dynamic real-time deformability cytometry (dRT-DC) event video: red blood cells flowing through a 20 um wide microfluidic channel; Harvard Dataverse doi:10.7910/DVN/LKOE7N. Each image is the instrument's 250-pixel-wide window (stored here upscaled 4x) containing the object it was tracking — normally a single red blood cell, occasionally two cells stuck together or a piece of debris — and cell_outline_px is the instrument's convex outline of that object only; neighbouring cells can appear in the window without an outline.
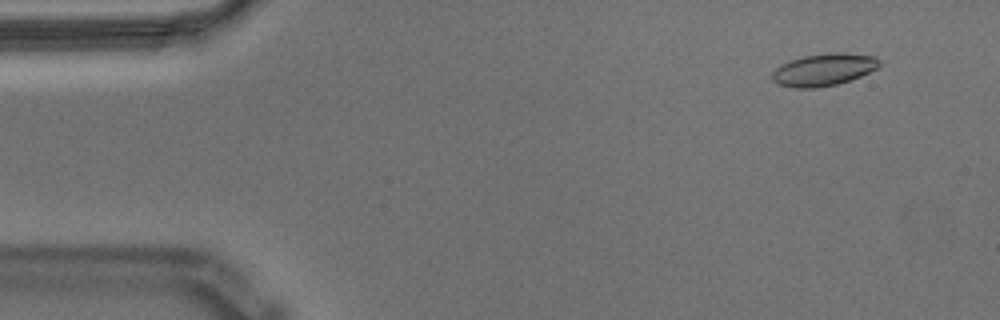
{"species": "Egyptian fruit bat (a non-hibernating species)", "species_latin": "Rousettus aegyptiacus", "temperature_condition": "warm", "stored_images_in_passage": 57, "camera_frame_rate_fps": 3000, "um_per_image_px": 0.085, "animal": {"sex": "male"}, "frame": {"image": 1, "passage_image": 5, "time_ms": 1.333, "image_size_px": [1000, 320], "cell_outline_px": [[880, 64], [876, 68], [860, 76], [836, 84], [816, 88], [792, 88], [776, 84], [772, 80], [772, 72], [780, 64], [788, 60], [804, 56], [828, 52], [844, 52], [876, 56], [880, 60]], "centroid_in_image_um": [69.97, 5.91], "position_along_channel_um": 15.0, "area_um2": 20.35}}
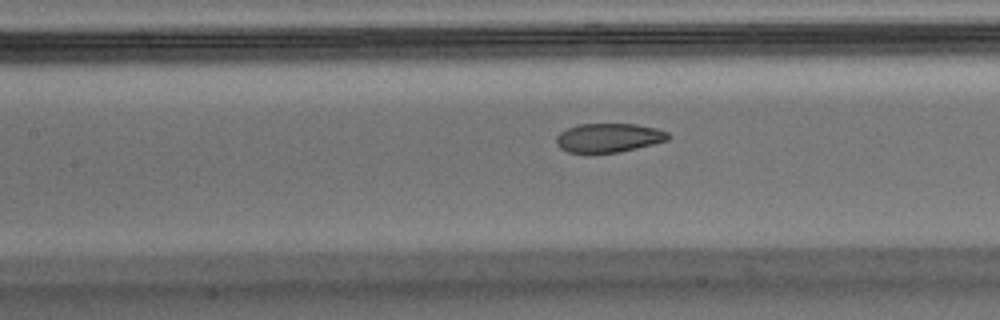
{"frame": {"image": 2, "passage_image": 25, "time_ms": 8.0, "image_size_px": [1000, 320], "cell_outline_px": [[668, 140], [620, 152], [568, 152], [560, 148], [556, 144], [556, 136], [560, 132], [576, 124], [636, 124], [656, 128], [668, 132]], "centroid_in_image_um": [51.71, 11.7], "position_along_channel_um": 155.7, "area_um2": 18.73}}
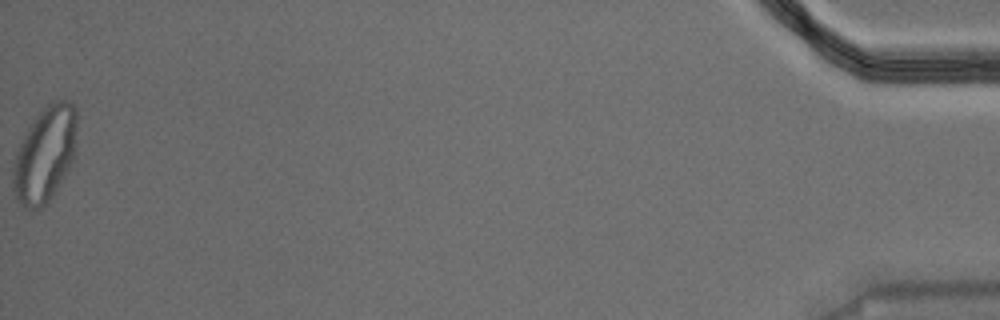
{"frame": {"image": 3, "passage_image": 57, "time_ms": 18.667, "image_size_px": [1000, 320], "cell_outline_px": [[76, 160], [48, 200], [36, 212], [32, 212], [20, 204], [16, 200], [12, 188], [12, 168], [16, 152], [28, 124], [52, 100], [68, 100], [76, 104]], "centroid_in_image_um": [3.82, 13.12], "position_along_channel_um": 431.4, "area_um2": 36.41}, "authors_computed_cell_mechanics": {"area_um2": 20.3456, "velocity_mm_per_s": 3.5525, "shape_relaxation_time_tau1_ms": null, "shape_relaxation_time_tau2_ms": 1.3836, "deformation_change_tau1": null, "deformation_change_tau2": 0.0668}}